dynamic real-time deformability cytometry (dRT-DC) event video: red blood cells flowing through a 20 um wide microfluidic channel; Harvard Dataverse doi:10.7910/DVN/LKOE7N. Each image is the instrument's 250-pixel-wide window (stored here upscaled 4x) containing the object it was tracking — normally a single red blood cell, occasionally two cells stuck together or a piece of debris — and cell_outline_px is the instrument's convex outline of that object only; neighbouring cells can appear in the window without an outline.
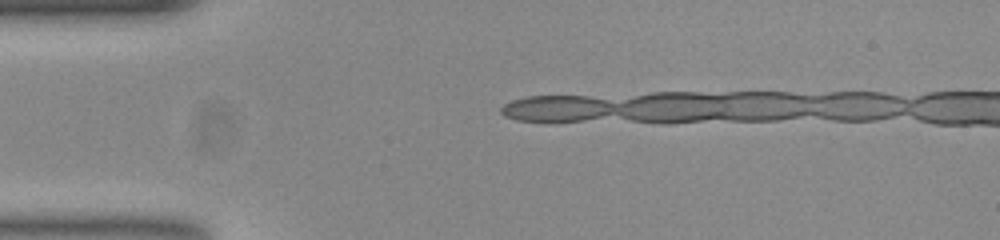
{"species": "common noctule bat (a hibernating species)", "species_latin": "Nyctalus noctula", "temperature_condition": "room temperature", "stored_images_in_passage": 4, "camera_frame_rate_fps": 3000, "um_per_image_px": 0.085, "animal": {"sex": "female", "body_mass_g": 23.0, "forearm_length_mm": 53.4}, "frame": {"image": 1, "passage_image": 4, "time_ms": 1.0, "image_size_px": [1000, 240], "cell_outline_px": [[728, 96], [724, 116], [688, 120], [644, 120], [636, 100], [644, 96]], "centroid_in_image_um": [57.95, 9.13], "position_along_channel_um": 27.1, "area_um2": 14.33}}